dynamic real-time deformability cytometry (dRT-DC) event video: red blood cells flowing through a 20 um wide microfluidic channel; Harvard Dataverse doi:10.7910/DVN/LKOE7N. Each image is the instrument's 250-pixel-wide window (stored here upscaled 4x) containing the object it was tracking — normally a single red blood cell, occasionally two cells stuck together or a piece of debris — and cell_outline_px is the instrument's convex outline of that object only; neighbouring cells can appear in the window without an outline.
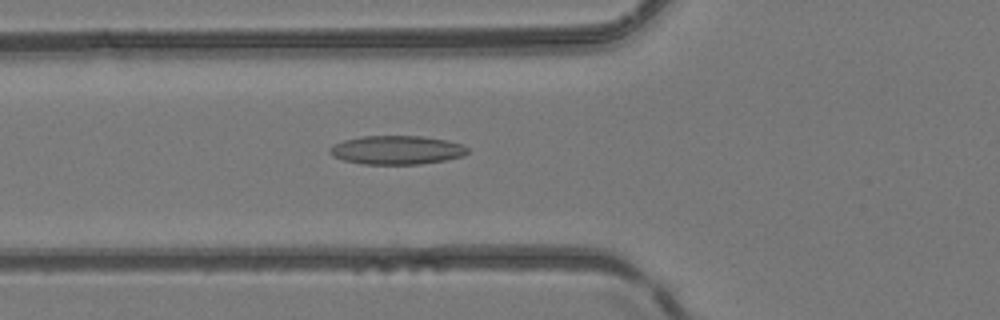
{"species": "common noctule bat (a hibernating species)", "species_latin": "Nyctalus noctula", "temperature_condition": "room temperature", "stored_images_in_passage": 51, "camera_frame_rate_fps": 3000, "um_per_image_px": 0.085, "animal": {"sex": "female", "body_mass_g": 24.6, "forearm_length_mm": 56.2}, "frame": {"image": 1, "passage_image": 19, "time_ms": 6.0, "image_size_px": [1000, 320], "cell_outline_px": [[468, 152], [464, 156], [444, 160], [420, 164], [364, 164], [344, 160], [332, 156], [328, 152], [328, 148], [344, 140], [364, 136], [420, 136], [444, 140], [460, 144], [468, 148]], "centroid_in_image_um": [33.7, 12.76], "position_along_channel_um": 92.1, "area_um2": 22.89}}
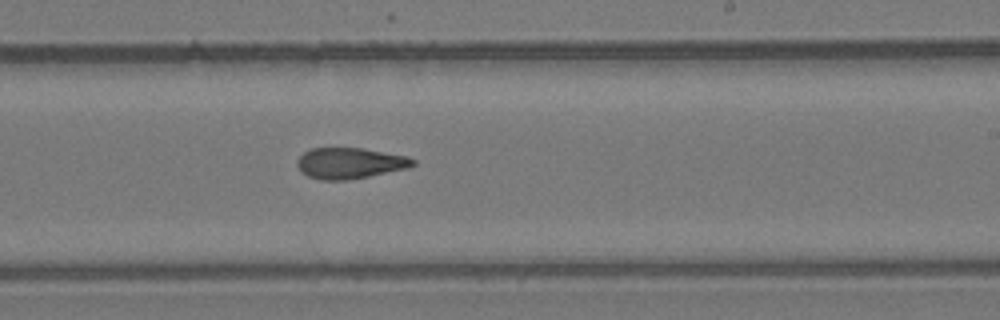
{"frame": {"image": 2, "passage_image": 31, "time_ms": 10.0, "image_size_px": [1000, 320], "cell_outline_px": [[416, 164], [408, 168], [368, 176], [344, 180], [320, 180], [308, 176], [300, 172], [296, 164], [296, 160], [304, 152], [312, 148], [364, 148], [408, 156], [416, 160]], "centroid_in_image_um": [29.73, 13.86], "position_along_channel_um": 259.3, "area_um2": 20.98}}
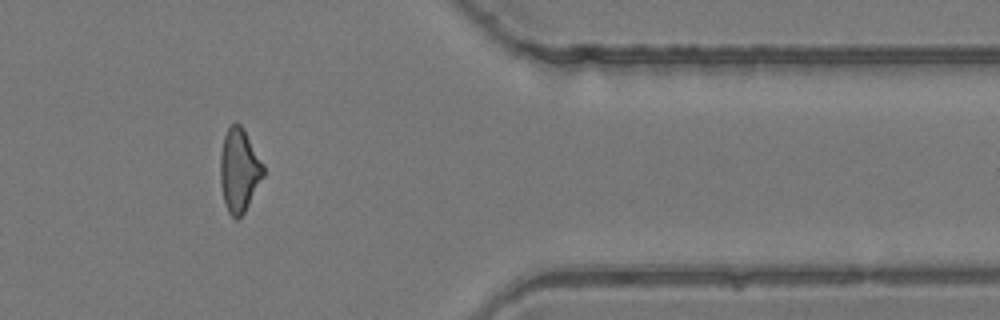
{"frame": {"image": 3, "passage_image": 42, "time_ms": 13.667, "image_size_px": [1000, 320], "cell_outline_px": [[264, 176], [244, 212], [236, 220], [228, 212], [224, 204], [220, 184], [220, 152], [224, 136], [228, 128], [236, 120], [244, 128], [264, 164]], "centroid_in_image_um": [20.32, 14.44], "position_along_channel_um": 391.1, "area_um2": 21.21}, "authors_computed_cell_mechanics": {"area_um2": 21.5594, "velocity_mm_per_s": 4.1662, "shape_relaxation_time_tau1_ms": null, "shape_relaxation_time_tau2_ms": 3.4524, "deformation_change_tau1": null, "deformation_change_tau2": 0.1192}}